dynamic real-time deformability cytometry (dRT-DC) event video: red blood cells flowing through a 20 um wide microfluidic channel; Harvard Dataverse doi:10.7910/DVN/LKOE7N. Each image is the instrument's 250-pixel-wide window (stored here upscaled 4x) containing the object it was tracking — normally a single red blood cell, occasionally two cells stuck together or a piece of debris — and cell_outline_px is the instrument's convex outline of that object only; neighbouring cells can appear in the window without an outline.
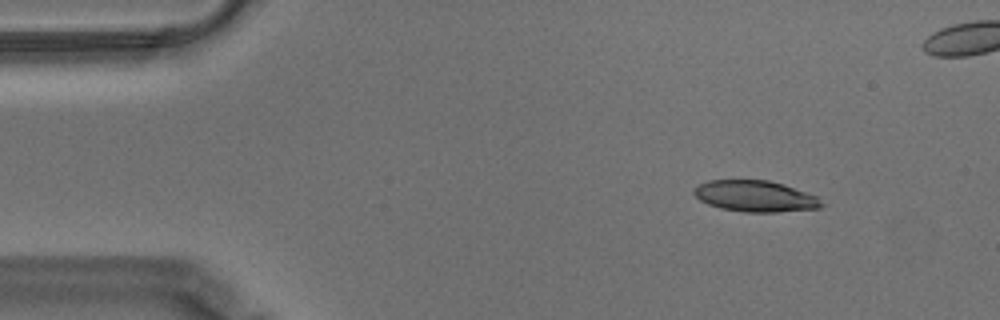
{"species": "Egyptian fruit bat (a non-hibernating species)", "species_latin": "Rousettus aegyptiacus", "temperature_condition": "warm", "stored_images_in_passage": 52, "camera_frame_rate_fps": 3000, "um_per_image_px": 0.085, "animal": {"sex": "male"}, "frame": {"image": 1, "passage_image": 1, "time_ms": 0.0, "image_size_px": [1000, 320], "cell_outline_px": [[824, 204], [820, 208], [776, 212], [744, 212], [720, 208], [708, 204], [700, 200], [692, 192], [700, 184], [708, 180], [768, 180], [784, 184], [816, 196]], "centroid_in_image_um": [64.19, 16.68], "position_along_channel_um": 20.8, "area_um2": 23.06}}
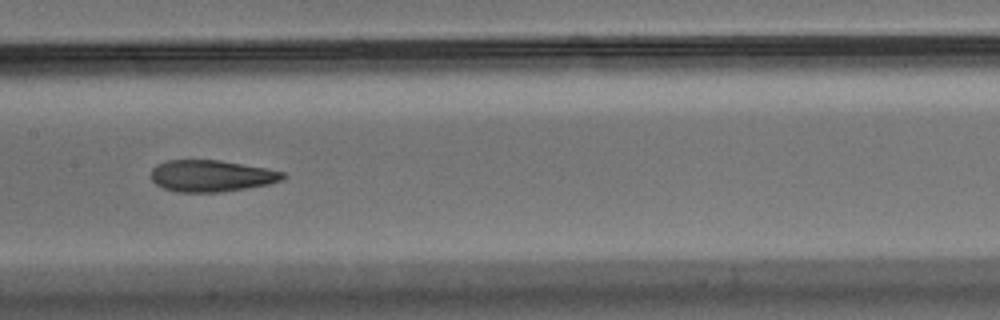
{"frame": {"image": 2, "passage_image": 22, "time_ms": 7.0, "image_size_px": [1000, 320], "cell_outline_px": [[288, 176], [280, 180], [268, 184], [220, 192], [180, 192], [164, 188], [156, 184], [152, 180], [152, 168], [156, 164], [168, 160], [220, 160], [268, 168], [284, 172]], "centroid_in_image_um": [17.98, 14.94], "position_along_channel_um": 189.4, "area_um2": 24.22}}
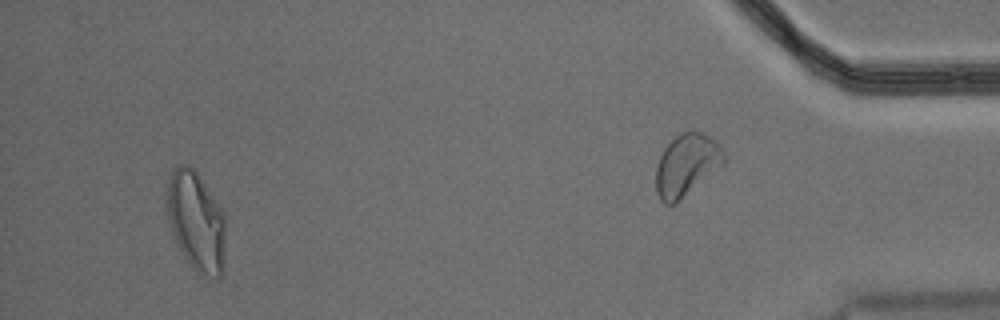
{"frame": {"image": 3, "passage_image": 48, "time_ms": 15.667, "image_size_px": [1000, 320], "cell_outline_px": [[224, 264], [220, 276], [216, 280], [196, 272], [192, 268], [184, 256], [172, 232], [168, 220], [168, 180], [172, 168], [176, 164], [184, 164], [196, 168], [224, 212]], "centroid_in_image_um": [16.69, 18.77], "position_along_channel_um": 418.5, "area_um2": 34.22}, "authors_computed_cell_mechanics": {"area_um2": 24.9407, "velocity_mm_per_s": 3.5116, "shape_relaxation_time_tau1_ms": 10.032, "shape_relaxation_time_tau2_ms": 3.0605, "deformation_change_tau1": 0.2635, "deformation_change_tau2": 0.1122}}